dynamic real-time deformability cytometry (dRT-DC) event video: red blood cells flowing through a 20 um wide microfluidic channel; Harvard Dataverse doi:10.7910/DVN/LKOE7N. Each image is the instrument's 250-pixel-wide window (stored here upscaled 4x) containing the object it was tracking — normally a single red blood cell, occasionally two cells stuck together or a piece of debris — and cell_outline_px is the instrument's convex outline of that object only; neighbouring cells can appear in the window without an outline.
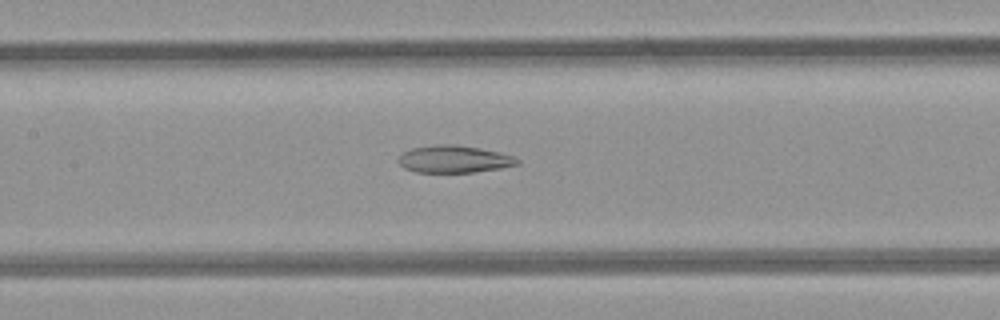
{"species": "common noctule bat (a hibernating species)", "species_latin": "Nyctalus noctula", "temperature_condition": "room temperature", "stored_images_in_passage": 34, "camera_frame_rate_fps": 3000, "um_per_image_px": 0.085, "animal": {"sex": "female", "body_mass_g": 21.9}, "frame": {"image": 1, "passage_image": 17, "time_ms": 5.333, "image_size_px": [1000, 320], "cell_outline_px": [[520, 164], [500, 168], [472, 172], [416, 172], [404, 168], [396, 160], [404, 152], [412, 148], [436, 144], [456, 144], [480, 148], [500, 152], [512, 156], [520, 160]], "centroid_in_image_um": [38.59, 13.52], "position_along_channel_um": 168.8, "area_um2": 18.9}}
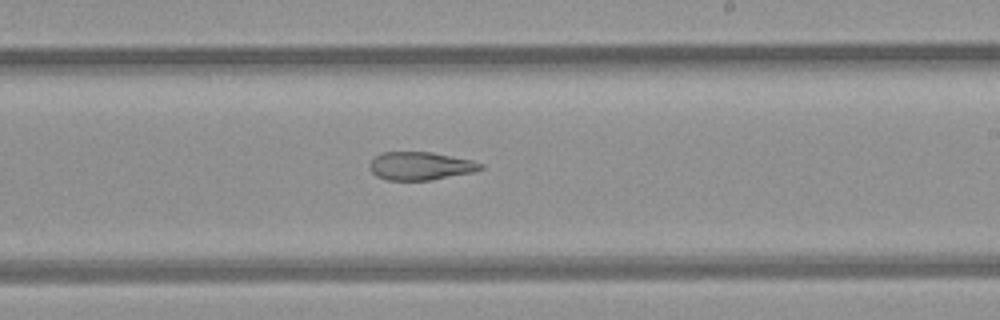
{"frame": {"image": 2, "passage_image": 23, "time_ms": 7.333, "image_size_px": [1000, 320], "cell_outline_px": [[484, 168], [472, 172], [432, 180], [388, 180], [376, 176], [368, 168], [368, 164], [380, 152], [432, 152], [472, 160], [484, 164]], "centroid_in_image_um": [35.72, 14.1], "position_along_channel_um": 253.3, "area_um2": 18.26}}
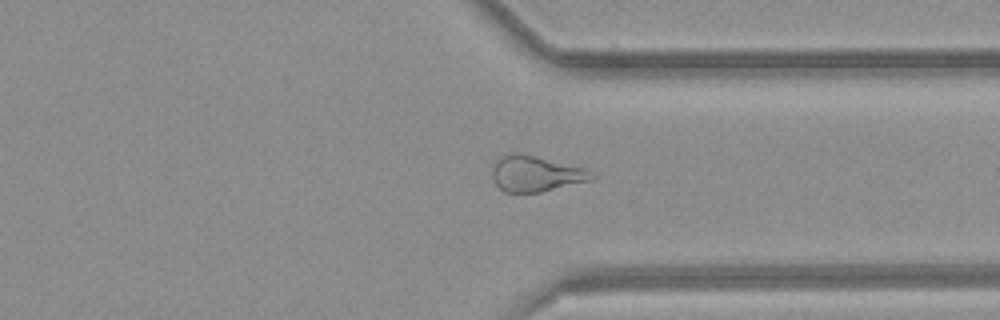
{"frame": {"image": 3, "passage_image": 31, "time_ms": 10.0, "image_size_px": [1000, 320], "cell_outline_px": [[596, 176], [592, 180], [540, 192], [504, 192], [496, 184], [492, 176], [492, 172], [496, 160], [500, 156], [508, 152], [520, 152], [584, 168]], "centroid_in_image_um": [45.51, 14.75], "position_along_channel_um": 365.9, "area_um2": 20.69}}